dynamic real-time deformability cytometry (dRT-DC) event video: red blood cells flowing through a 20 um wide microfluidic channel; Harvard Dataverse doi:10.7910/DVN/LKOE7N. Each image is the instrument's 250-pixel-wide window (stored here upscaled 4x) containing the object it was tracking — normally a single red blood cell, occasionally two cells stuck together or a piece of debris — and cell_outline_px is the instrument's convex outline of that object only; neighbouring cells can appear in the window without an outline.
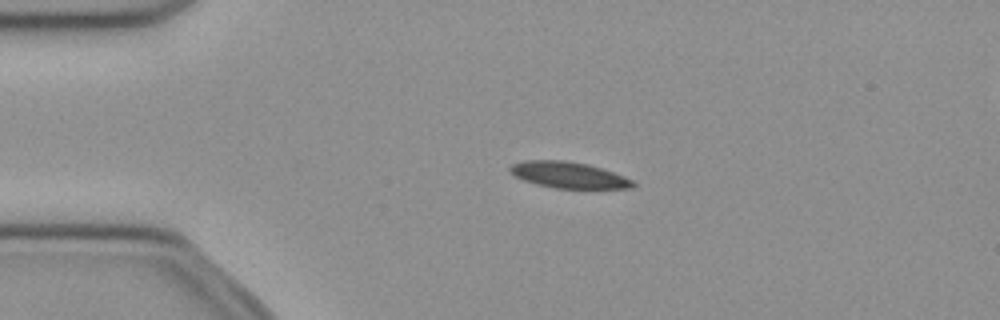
{"species": "common noctule bat (a hibernating species)", "species_latin": "Nyctalus noctula", "temperature_condition": "cold", "stored_images_in_passage": 42, "camera_frame_rate_fps": 3000, "um_per_image_px": 0.085, "animal": {"sex": "female", "body_mass_g": 21.9}, "frame": {"image": 1, "passage_image": 2, "time_ms": 0.333, "image_size_px": [1000, 320], "cell_outline_px": [[636, 184], [632, 188], [556, 188], [536, 184], [524, 180], [516, 176], [508, 168], [512, 164], [524, 160], [564, 160], [588, 164], [624, 176], [632, 180]], "centroid_in_image_um": [48.32, 14.87], "position_along_channel_um": 36.7, "area_um2": 18.55}}
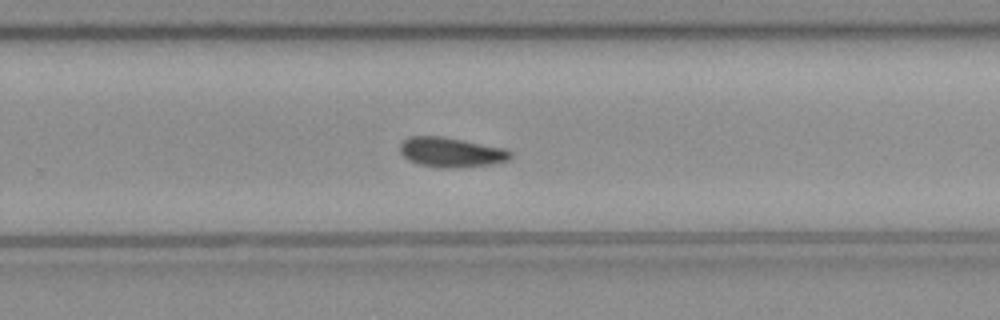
{"frame": {"image": 2, "passage_image": 24, "time_ms": 7.667, "image_size_px": [1000, 320], "cell_outline_px": [[512, 156], [508, 160], [492, 164], [456, 168], [444, 168], [420, 164], [408, 160], [400, 152], [400, 144], [408, 136], [444, 136], [508, 148], [512, 152]], "centroid_in_image_um": [38.39, 12.93], "position_along_channel_um": 291.4, "area_um2": 19.42}}
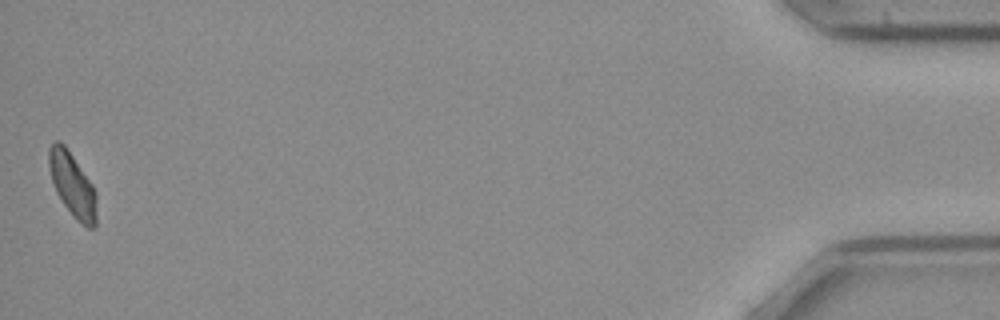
{"frame": {"image": 3, "passage_image": 42, "time_ms": 13.667, "image_size_px": [1000, 320], "cell_outline_px": [[96, 224], [92, 228], [88, 228], [76, 220], [72, 216], [56, 192], [52, 180], [48, 164], [48, 148], [56, 140], [60, 140], [64, 144], [92, 184], [96, 192]], "centroid_in_image_um": [6.15, 15.71], "position_along_channel_um": 429.1, "area_um2": 17.69}, "authors_computed_cell_mechanics": {"area_um2": 19.1029, "velocity_mm_per_s": 3.954, "shape_relaxation_time_tau1_ms": 4.1288, "shape_relaxation_time_tau2_ms": null, "deformation_change_tau1": 0.1071, "deformation_change_tau2": null}}